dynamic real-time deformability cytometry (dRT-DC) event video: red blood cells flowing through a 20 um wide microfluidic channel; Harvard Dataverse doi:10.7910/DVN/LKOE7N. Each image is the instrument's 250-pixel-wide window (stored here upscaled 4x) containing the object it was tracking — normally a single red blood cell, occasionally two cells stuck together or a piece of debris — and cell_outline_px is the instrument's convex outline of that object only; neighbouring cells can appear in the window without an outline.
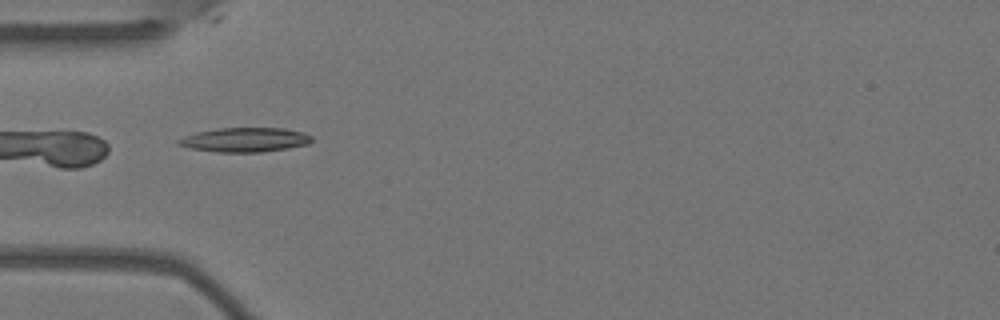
{"species": "Egyptian fruit bat (a non-hibernating species)", "species_latin": "Rousettus aegyptiacus", "temperature_condition": "warm", "stored_images_in_passage": 6, "camera_frame_rate_fps": 3000, "um_per_image_px": 0.085, "animal": {"sex": "female"}, "frame": {"image": 1, "passage_image": 3, "time_ms": 0.667, "image_size_px": [1000, 320], "cell_outline_px": [[312, 140], [308, 144], [288, 148], [260, 152], [216, 152], [192, 148], [176, 144], [176, 140], [184, 136], [196, 132], [220, 128], [284, 128], [304, 132], [312, 136]], "centroid_in_image_um": [20.82, 11.88], "position_along_channel_um": 64.2, "area_um2": 18.9}}
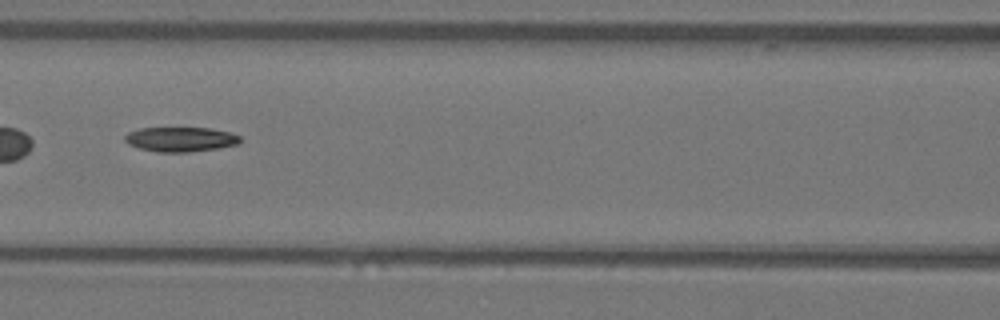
{"frame": {"image": 2, "passage_image": 5, "time_ms": 1.333, "image_size_px": [1000, 320], "cell_outline_px": [[240, 144], [220, 148], [188, 152], [156, 152], [140, 148], [128, 144], [124, 140], [124, 136], [128, 132], [140, 128], [208, 128], [228, 132], [240, 136]], "centroid_in_image_um": [15.34, 11.85], "position_along_channel_um": 151.3, "area_um2": 16.59}}
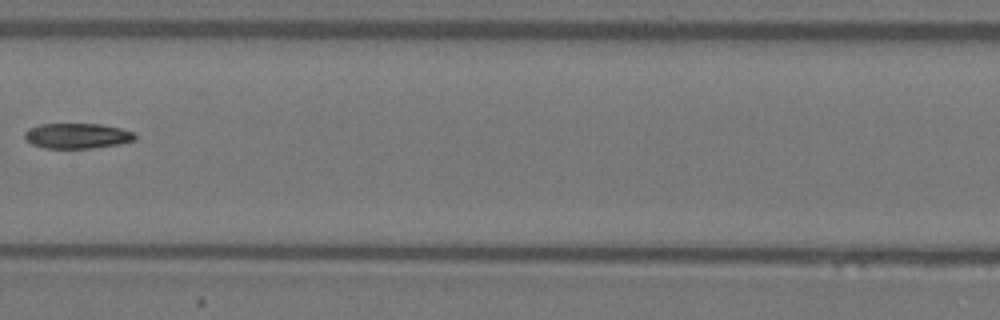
{"frame": {"image": 3, "passage_image": 6, "time_ms": 1.667, "image_size_px": [1000, 320], "cell_outline_px": [[136, 140], [120, 144], [92, 148], [44, 148], [32, 144], [24, 140], [24, 132], [28, 128], [40, 124], [100, 124], [120, 128], [136, 132]], "centroid_in_image_um": [6.56, 11.55], "position_along_channel_um": 200.8, "area_um2": 16.47}}